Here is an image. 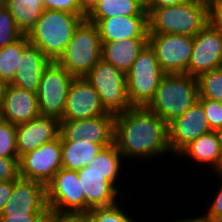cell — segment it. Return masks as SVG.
Segmentation results:
<instances>
[{
  "instance_id": "35",
  "label": "cell",
  "mask_w": 222,
  "mask_h": 222,
  "mask_svg": "<svg viewBox=\"0 0 222 222\" xmlns=\"http://www.w3.org/2000/svg\"><path fill=\"white\" fill-rule=\"evenodd\" d=\"M216 176H219V179L221 181V184L219 189H217V193L213 195L214 199L211 204L208 206V211H206V214L203 213L201 216L203 218L204 222H220L222 221V170L214 172ZM218 174V175H217Z\"/></svg>"
},
{
  "instance_id": "26",
  "label": "cell",
  "mask_w": 222,
  "mask_h": 222,
  "mask_svg": "<svg viewBox=\"0 0 222 222\" xmlns=\"http://www.w3.org/2000/svg\"><path fill=\"white\" fill-rule=\"evenodd\" d=\"M3 4L24 35L35 25L44 10L43 0H4Z\"/></svg>"
},
{
  "instance_id": "9",
  "label": "cell",
  "mask_w": 222,
  "mask_h": 222,
  "mask_svg": "<svg viewBox=\"0 0 222 222\" xmlns=\"http://www.w3.org/2000/svg\"><path fill=\"white\" fill-rule=\"evenodd\" d=\"M148 44L166 74L187 73L194 46L193 36L148 34Z\"/></svg>"
},
{
  "instance_id": "29",
  "label": "cell",
  "mask_w": 222,
  "mask_h": 222,
  "mask_svg": "<svg viewBox=\"0 0 222 222\" xmlns=\"http://www.w3.org/2000/svg\"><path fill=\"white\" fill-rule=\"evenodd\" d=\"M199 99L222 103V67L210 70L197 78Z\"/></svg>"
},
{
  "instance_id": "34",
  "label": "cell",
  "mask_w": 222,
  "mask_h": 222,
  "mask_svg": "<svg viewBox=\"0 0 222 222\" xmlns=\"http://www.w3.org/2000/svg\"><path fill=\"white\" fill-rule=\"evenodd\" d=\"M202 104L212 131L222 128V103L211 99H198Z\"/></svg>"
},
{
  "instance_id": "45",
  "label": "cell",
  "mask_w": 222,
  "mask_h": 222,
  "mask_svg": "<svg viewBox=\"0 0 222 222\" xmlns=\"http://www.w3.org/2000/svg\"><path fill=\"white\" fill-rule=\"evenodd\" d=\"M215 132L217 134L220 150L222 153V128L216 129Z\"/></svg>"
},
{
  "instance_id": "42",
  "label": "cell",
  "mask_w": 222,
  "mask_h": 222,
  "mask_svg": "<svg viewBox=\"0 0 222 222\" xmlns=\"http://www.w3.org/2000/svg\"><path fill=\"white\" fill-rule=\"evenodd\" d=\"M34 222H55V210L45 209Z\"/></svg>"
},
{
  "instance_id": "16",
  "label": "cell",
  "mask_w": 222,
  "mask_h": 222,
  "mask_svg": "<svg viewBox=\"0 0 222 222\" xmlns=\"http://www.w3.org/2000/svg\"><path fill=\"white\" fill-rule=\"evenodd\" d=\"M46 186L38 181L19 177L0 215H40L47 209Z\"/></svg>"
},
{
  "instance_id": "5",
  "label": "cell",
  "mask_w": 222,
  "mask_h": 222,
  "mask_svg": "<svg viewBox=\"0 0 222 222\" xmlns=\"http://www.w3.org/2000/svg\"><path fill=\"white\" fill-rule=\"evenodd\" d=\"M101 45L96 24L84 19L57 62L74 77H84L101 59Z\"/></svg>"
},
{
  "instance_id": "43",
  "label": "cell",
  "mask_w": 222,
  "mask_h": 222,
  "mask_svg": "<svg viewBox=\"0 0 222 222\" xmlns=\"http://www.w3.org/2000/svg\"><path fill=\"white\" fill-rule=\"evenodd\" d=\"M174 222H204L202 216H194L193 217H188V218H179L178 220L176 219Z\"/></svg>"
},
{
  "instance_id": "3",
  "label": "cell",
  "mask_w": 222,
  "mask_h": 222,
  "mask_svg": "<svg viewBox=\"0 0 222 222\" xmlns=\"http://www.w3.org/2000/svg\"><path fill=\"white\" fill-rule=\"evenodd\" d=\"M208 24V7L201 0L153 8L148 13V34L195 36Z\"/></svg>"
},
{
  "instance_id": "39",
  "label": "cell",
  "mask_w": 222,
  "mask_h": 222,
  "mask_svg": "<svg viewBox=\"0 0 222 222\" xmlns=\"http://www.w3.org/2000/svg\"><path fill=\"white\" fill-rule=\"evenodd\" d=\"M14 181H0V214L12 196Z\"/></svg>"
},
{
  "instance_id": "27",
  "label": "cell",
  "mask_w": 222,
  "mask_h": 222,
  "mask_svg": "<svg viewBox=\"0 0 222 222\" xmlns=\"http://www.w3.org/2000/svg\"><path fill=\"white\" fill-rule=\"evenodd\" d=\"M122 157L123 156L119 152L116 144L113 143L110 146L104 147L90 162L88 167L105 175V179L108 180L119 191L121 187L120 185H116L118 184L119 177L121 178V164L124 160Z\"/></svg>"
},
{
  "instance_id": "36",
  "label": "cell",
  "mask_w": 222,
  "mask_h": 222,
  "mask_svg": "<svg viewBox=\"0 0 222 222\" xmlns=\"http://www.w3.org/2000/svg\"><path fill=\"white\" fill-rule=\"evenodd\" d=\"M19 177V158L0 157V181H14Z\"/></svg>"
},
{
  "instance_id": "1",
  "label": "cell",
  "mask_w": 222,
  "mask_h": 222,
  "mask_svg": "<svg viewBox=\"0 0 222 222\" xmlns=\"http://www.w3.org/2000/svg\"><path fill=\"white\" fill-rule=\"evenodd\" d=\"M114 143L124 159L151 161L171 154L167 123L147 107L132 106L115 115Z\"/></svg>"
},
{
  "instance_id": "20",
  "label": "cell",
  "mask_w": 222,
  "mask_h": 222,
  "mask_svg": "<svg viewBox=\"0 0 222 222\" xmlns=\"http://www.w3.org/2000/svg\"><path fill=\"white\" fill-rule=\"evenodd\" d=\"M2 119L11 124L26 123L40 115L37 93L8 84L0 105Z\"/></svg>"
},
{
  "instance_id": "24",
  "label": "cell",
  "mask_w": 222,
  "mask_h": 222,
  "mask_svg": "<svg viewBox=\"0 0 222 222\" xmlns=\"http://www.w3.org/2000/svg\"><path fill=\"white\" fill-rule=\"evenodd\" d=\"M62 167L78 171L90 164L103 149L99 144L90 140L79 139L76 142L67 141L61 134Z\"/></svg>"
},
{
  "instance_id": "22",
  "label": "cell",
  "mask_w": 222,
  "mask_h": 222,
  "mask_svg": "<svg viewBox=\"0 0 222 222\" xmlns=\"http://www.w3.org/2000/svg\"><path fill=\"white\" fill-rule=\"evenodd\" d=\"M177 155L191 159L196 165L206 164V167H211L213 174L222 170V153L215 131H210L191 141Z\"/></svg>"
},
{
  "instance_id": "21",
  "label": "cell",
  "mask_w": 222,
  "mask_h": 222,
  "mask_svg": "<svg viewBox=\"0 0 222 222\" xmlns=\"http://www.w3.org/2000/svg\"><path fill=\"white\" fill-rule=\"evenodd\" d=\"M50 62L36 46L29 43L19 57L18 68L11 85L37 93L41 74Z\"/></svg>"
},
{
  "instance_id": "8",
  "label": "cell",
  "mask_w": 222,
  "mask_h": 222,
  "mask_svg": "<svg viewBox=\"0 0 222 222\" xmlns=\"http://www.w3.org/2000/svg\"><path fill=\"white\" fill-rule=\"evenodd\" d=\"M73 78L57 61H51L45 67L37 91L41 116L62 120Z\"/></svg>"
},
{
  "instance_id": "18",
  "label": "cell",
  "mask_w": 222,
  "mask_h": 222,
  "mask_svg": "<svg viewBox=\"0 0 222 222\" xmlns=\"http://www.w3.org/2000/svg\"><path fill=\"white\" fill-rule=\"evenodd\" d=\"M86 19L96 24L101 43L117 42L124 39L148 38V16Z\"/></svg>"
},
{
  "instance_id": "46",
  "label": "cell",
  "mask_w": 222,
  "mask_h": 222,
  "mask_svg": "<svg viewBox=\"0 0 222 222\" xmlns=\"http://www.w3.org/2000/svg\"><path fill=\"white\" fill-rule=\"evenodd\" d=\"M98 0H82L86 11Z\"/></svg>"
},
{
  "instance_id": "30",
  "label": "cell",
  "mask_w": 222,
  "mask_h": 222,
  "mask_svg": "<svg viewBox=\"0 0 222 222\" xmlns=\"http://www.w3.org/2000/svg\"><path fill=\"white\" fill-rule=\"evenodd\" d=\"M24 36L4 4L0 6V49L15 43Z\"/></svg>"
},
{
  "instance_id": "41",
  "label": "cell",
  "mask_w": 222,
  "mask_h": 222,
  "mask_svg": "<svg viewBox=\"0 0 222 222\" xmlns=\"http://www.w3.org/2000/svg\"><path fill=\"white\" fill-rule=\"evenodd\" d=\"M39 215H0V222H34Z\"/></svg>"
},
{
  "instance_id": "4",
  "label": "cell",
  "mask_w": 222,
  "mask_h": 222,
  "mask_svg": "<svg viewBox=\"0 0 222 222\" xmlns=\"http://www.w3.org/2000/svg\"><path fill=\"white\" fill-rule=\"evenodd\" d=\"M197 79L187 73L165 74L146 106L167 124L198 102Z\"/></svg>"
},
{
  "instance_id": "25",
  "label": "cell",
  "mask_w": 222,
  "mask_h": 222,
  "mask_svg": "<svg viewBox=\"0 0 222 222\" xmlns=\"http://www.w3.org/2000/svg\"><path fill=\"white\" fill-rule=\"evenodd\" d=\"M148 16L142 0H98L88 10L86 18Z\"/></svg>"
},
{
  "instance_id": "11",
  "label": "cell",
  "mask_w": 222,
  "mask_h": 222,
  "mask_svg": "<svg viewBox=\"0 0 222 222\" xmlns=\"http://www.w3.org/2000/svg\"><path fill=\"white\" fill-rule=\"evenodd\" d=\"M47 207L58 211H85L78 173L61 168L46 185Z\"/></svg>"
},
{
  "instance_id": "6",
  "label": "cell",
  "mask_w": 222,
  "mask_h": 222,
  "mask_svg": "<svg viewBox=\"0 0 222 222\" xmlns=\"http://www.w3.org/2000/svg\"><path fill=\"white\" fill-rule=\"evenodd\" d=\"M165 74L154 50L147 44L126 73L127 95L131 106L146 107Z\"/></svg>"
},
{
  "instance_id": "37",
  "label": "cell",
  "mask_w": 222,
  "mask_h": 222,
  "mask_svg": "<svg viewBox=\"0 0 222 222\" xmlns=\"http://www.w3.org/2000/svg\"><path fill=\"white\" fill-rule=\"evenodd\" d=\"M55 222H90L88 211L55 210Z\"/></svg>"
},
{
  "instance_id": "47",
  "label": "cell",
  "mask_w": 222,
  "mask_h": 222,
  "mask_svg": "<svg viewBox=\"0 0 222 222\" xmlns=\"http://www.w3.org/2000/svg\"><path fill=\"white\" fill-rule=\"evenodd\" d=\"M207 7L220 0H201Z\"/></svg>"
},
{
  "instance_id": "38",
  "label": "cell",
  "mask_w": 222,
  "mask_h": 222,
  "mask_svg": "<svg viewBox=\"0 0 222 222\" xmlns=\"http://www.w3.org/2000/svg\"><path fill=\"white\" fill-rule=\"evenodd\" d=\"M208 23L222 31V0L208 7Z\"/></svg>"
},
{
  "instance_id": "33",
  "label": "cell",
  "mask_w": 222,
  "mask_h": 222,
  "mask_svg": "<svg viewBox=\"0 0 222 222\" xmlns=\"http://www.w3.org/2000/svg\"><path fill=\"white\" fill-rule=\"evenodd\" d=\"M44 10L66 11L77 15H86L82 0H43Z\"/></svg>"
},
{
  "instance_id": "13",
  "label": "cell",
  "mask_w": 222,
  "mask_h": 222,
  "mask_svg": "<svg viewBox=\"0 0 222 222\" xmlns=\"http://www.w3.org/2000/svg\"><path fill=\"white\" fill-rule=\"evenodd\" d=\"M168 145L172 156L177 154L199 136L211 130L202 104L198 101L184 114L167 124ZM175 154V155H173Z\"/></svg>"
},
{
  "instance_id": "23",
  "label": "cell",
  "mask_w": 222,
  "mask_h": 222,
  "mask_svg": "<svg viewBox=\"0 0 222 222\" xmlns=\"http://www.w3.org/2000/svg\"><path fill=\"white\" fill-rule=\"evenodd\" d=\"M147 44L148 38L124 39L117 42L102 43L101 59L126 74L138 54Z\"/></svg>"
},
{
  "instance_id": "48",
  "label": "cell",
  "mask_w": 222,
  "mask_h": 222,
  "mask_svg": "<svg viewBox=\"0 0 222 222\" xmlns=\"http://www.w3.org/2000/svg\"><path fill=\"white\" fill-rule=\"evenodd\" d=\"M2 113H1V107H0V121H2Z\"/></svg>"
},
{
  "instance_id": "12",
  "label": "cell",
  "mask_w": 222,
  "mask_h": 222,
  "mask_svg": "<svg viewBox=\"0 0 222 222\" xmlns=\"http://www.w3.org/2000/svg\"><path fill=\"white\" fill-rule=\"evenodd\" d=\"M194 38L188 75L197 78L222 67V31L209 23Z\"/></svg>"
},
{
  "instance_id": "10",
  "label": "cell",
  "mask_w": 222,
  "mask_h": 222,
  "mask_svg": "<svg viewBox=\"0 0 222 222\" xmlns=\"http://www.w3.org/2000/svg\"><path fill=\"white\" fill-rule=\"evenodd\" d=\"M61 168L60 136L19 158V176L24 179L38 181L45 186Z\"/></svg>"
},
{
  "instance_id": "17",
  "label": "cell",
  "mask_w": 222,
  "mask_h": 222,
  "mask_svg": "<svg viewBox=\"0 0 222 222\" xmlns=\"http://www.w3.org/2000/svg\"><path fill=\"white\" fill-rule=\"evenodd\" d=\"M60 135V121L39 115L32 120L16 125V149L18 157L31 152Z\"/></svg>"
},
{
  "instance_id": "32",
  "label": "cell",
  "mask_w": 222,
  "mask_h": 222,
  "mask_svg": "<svg viewBox=\"0 0 222 222\" xmlns=\"http://www.w3.org/2000/svg\"><path fill=\"white\" fill-rule=\"evenodd\" d=\"M0 157L19 158L16 149V125L0 121Z\"/></svg>"
},
{
  "instance_id": "40",
  "label": "cell",
  "mask_w": 222,
  "mask_h": 222,
  "mask_svg": "<svg viewBox=\"0 0 222 222\" xmlns=\"http://www.w3.org/2000/svg\"><path fill=\"white\" fill-rule=\"evenodd\" d=\"M188 0H146L145 10L149 13L153 8L178 5L187 2Z\"/></svg>"
},
{
  "instance_id": "44",
  "label": "cell",
  "mask_w": 222,
  "mask_h": 222,
  "mask_svg": "<svg viewBox=\"0 0 222 222\" xmlns=\"http://www.w3.org/2000/svg\"><path fill=\"white\" fill-rule=\"evenodd\" d=\"M7 86H8V84L5 81H3L2 79H0V105L3 101L4 96H5Z\"/></svg>"
},
{
  "instance_id": "2",
  "label": "cell",
  "mask_w": 222,
  "mask_h": 222,
  "mask_svg": "<svg viewBox=\"0 0 222 222\" xmlns=\"http://www.w3.org/2000/svg\"><path fill=\"white\" fill-rule=\"evenodd\" d=\"M84 19H86V15L43 10L40 18L26 36L29 42L50 61H57L64 53L75 29Z\"/></svg>"
},
{
  "instance_id": "28",
  "label": "cell",
  "mask_w": 222,
  "mask_h": 222,
  "mask_svg": "<svg viewBox=\"0 0 222 222\" xmlns=\"http://www.w3.org/2000/svg\"><path fill=\"white\" fill-rule=\"evenodd\" d=\"M29 43L28 37L24 35L15 43L0 49V79L7 84H11L15 78L19 57Z\"/></svg>"
},
{
  "instance_id": "49",
  "label": "cell",
  "mask_w": 222,
  "mask_h": 222,
  "mask_svg": "<svg viewBox=\"0 0 222 222\" xmlns=\"http://www.w3.org/2000/svg\"><path fill=\"white\" fill-rule=\"evenodd\" d=\"M4 0H0V6L3 4Z\"/></svg>"
},
{
  "instance_id": "7",
  "label": "cell",
  "mask_w": 222,
  "mask_h": 222,
  "mask_svg": "<svg viewBox=\"0 0 222 222\" xmlns=\"http://www.w3.org/2000/svg\"><path fill=\"white\" fill-rule=\"evenodd\" d=\"M100 96L104 109L113 115L131 108L127 95L126 74L100 59L84 76Z\"/></svg>"
},
{
  "instance_id": "31",
  "label": "cell",
  "mask_w": 222,
  "mask_h": 222,
  "mask_svg": "<svg viewBox=\"0 0 222 222\" xmlns=\"http://www.w3.org/2000/svg\"><path fill=\"white\" fill-rule=\"evenodd\" d=\"M121 205L94 207L88 211L90 222H136Z\"/></svg>"
},
{
  "instance_id": "19",
  "label": "cell",
  "mask_w": 222,
  "mask_h": 222,
  "mask_svg": "<svg viewBox=\"0 0 222 222\" xmlns=\"http://www.w3.org/2000/svg\"><path fill=\"white\" fill-rule=\"evenodd\" d=\"M77 173L81 193L85 196V211H90L94 207L111 206L118 202L120 192L105 179V175L88 166Z\"/></svg>"
},
{
  "instance_id": "14",
  "label": "cell",
  "mask_w": 222,
  "mask_h": 222,
  "mask_svg": "<svg viewBox=\"0 0 222 222\" xmlns=\"http://www.w3.org/2000/svg\"><path fill=\"white\" fill-rule=\"evenodd\" d=\"M97 91L84 77H74L70 83L66 107L61 121H73L105 115Z\"/></svg>"
},
{
  "instance_id": "15",
  "label": "cell",
  "mask_w": 222,
  "mask_h": 222,
  "mask_svg": "<svg viewBox=\"0 0 222 222\" xmlns=\"http://www.w3.org/2000/svg\"><path fill=\"white\" fill-rule=\"evenodd\" d=\"M114 118L115 115L107 113L89 119L60 121V134L67 141L85 139L104 148L114 143Z\"/></svg>"
}]
</instances>
